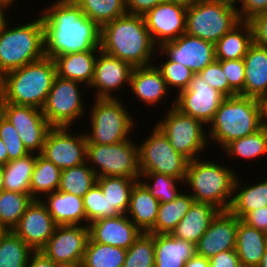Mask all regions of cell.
Returning <instances> with one entry per match:
<instances>
[{
    "label": "cell",
    "mask_w": 267,
    "mask_h": 267,
    "mask_svg": "<svg viewBox=\"0 0 267 267\" xmlns=\"http://www.w3.org/2000/svg\"><path fill=\"white\" fill-rule=\"evenodd\" d=\"M83 203L87 226L97 219L119 215L115 210H109V202L98 183L83 196Z\"/></svg>",
    "instance_id": "45"
},
{
    "label": "cell",
    "mask_w": 267,
    "mask_h": 267,
    "mask_svg": "<svg viewBox=\"0 0 267 267\" xmlns=\"http://www.w3.org/2000/svg\"><path fill=\"white\" fill-rule=\"evenodd\" d=\"M186 11L183 5L163 1L143 16L151 38L158 47L185 33Z\"/></svg>",
    "instance_id": "19"
},
{
    "label": "cell",
    "mask_w": 267,
    "mask_h": 267,
    "mask_svg": "<svg viewBox=\"0 0 267 267\" xmlns=\"http://www.w3.org/2000/svg\"><path fill=\"white\" fill-rule=\"evenodd\" d=\"M26 267H57V265L40 250L31 254Z\"/></svg>",
    "instance_id": "55"
},
{
    "label": "cell",
    "mask_w": 267,
    "mask_h": 267,
    "mask_svg": "<svg viewBox=\"0 0 267 267\" xmlns=\"http://www.w3.org/2000/svg\"><path fill=\"white\" fill-rule=\"evenodd\" d=\"M154 267H184L196 254V244L173 237L171 234H154Z\"/></svg>",
    "instance_id": "28"
},
{
    "label": "cell",
    "mask_w": 267,
    "mask_h": 267,
    "mask_svg": "<svg viewBox=\"0 0 267 267\" xmlns=\"http://www.w3.org/2000/svg\"><path fill=\"white\" fill-rule=\"evenodd\" d=\"M95 183L97 175L85 162L62 170L58 190L83 198Z\"/></svg>",
    "instance_id": "41"
},
{
    "label": "cell",
    "mask_w": 267,
    "mask_h": 267,
    "mask_svg": "<svg viewBox=\"0 0 267 267\" xmlns=\"http://www.w3.org/2000/svg\"><path fill=\"white\" fill-rule=\"evenodd\" d=\"M168 60L182 64L194 73L201 72L216 60L215 44L187 33L164 42L156 51Z\"/></svg>",
    "instance_id": "17"
},
{
    "label": "cell",
    "mask_w": 267,
    "mask_h": 267,
    "mask_svg": "<svg viewBox=\"0 0 267 267\" xmlns=\"http://www.w3.org/2000/svg\"><path fill=\"white\" fill-rule=\"evenodd\" d=\"M258 102H259V105H260L262 121H263L264 125H267V92L264 93L258 99Z\"/></svg>",
    "instance_id": "57"
},
{
    "label": "cell",
    "mask_w": 267,
    "mask_h": 267,
    "mask_svg": "<svg viewBox=\"0 0 267 267\" xmlns=\"http://www.w3.org/2000/svg\"><path fill=\"white\" fill-rule=\"evenodd\" d=\"M139 181L160 203L174 200L181 192L177 186L184 184L179 178L157 172H141Z\"/></svg>",
    "instance_id": "43"
},
{
    "label": "cell",
    "mask_w": 267,
    "mask_h": 267,
    "mask_svg": "<svg viewBox=\"0 0 267 267\" xmlns=\"http://www.w3.org/2000/svg\"><path fill=\"white\" fill-rule=\"evenodd\" d=\"M2 101V75L0 74V103Z\"/></svg>",
    "instance_id": "65"
},
{
    "label": "cell",
    "mask_w": 267,
    "mask_h": 267,
    "mask_svg": "<svg viewBox=\"0 0 267 267\" xmlns=\"http://www.w3.org/2000/svg\"><path fill=\"white\" fill-rule=\"evenodd\" d=\"M88 240V226H56L53 235L41 251L57 266H81Z\"/></svg>",
    "instance_id": "15"
},
{
    "label": "cell",
    "mask_w": 267,
    "mask_h": 267,
    "mask_svg": "<svg viewBox=\"0 0 267 267\" xmlns=\"http://www.w3.org/2000/svg\"><path fill=\"white\" fill-rule=\"evenodd\" d=\"M258 267H267V246H266L263 258L261 260V263H260V265Z\"/></svg>",
    "instance_id": "64"
},
{
    "label": "cell",
    "mask_w": 267,
    "mask_h": 267,
    "mask_svg": "<svg viewBox=\"0 0 267 267\" xmlns=\"http://www.w3.org/2000/svg\"><path fill=\"white\" fill-rule=\"evenodd\" d=\"M129 88L138 101L155 106L164 101L168 94L166 82L155 63L148 66L133 67ZM164 99V100H163Z\"/></svg>",
    "instance_id": "23"
},
{
    "label": "cell",
    "mask_w": 267,
    "mask_h": 267,
    "mask_svg": "<svg viewBox=\"0 0 267 267\" xmlns=\"http://www.w3.org/2000/svg\"><path fill=\"white\" fill-rule=\"evenodd\" d=\"M62 170L40 154L33 168L30 180V194L34 199H42L46 194L57 191Z\"/></svg>",
    "instance_id": "35"
},
{
    "label": "cell",
    "mask_w": 267,
    "mask_h": 267,
    "mask_svg": "<svg viewBox=\"0 0 267 267\" xmlns=\"http://www.w3.org/2000/svg\"><path fill=\"white\" fill-rule=\"evenodd\" d=\"M154 234L142 232L126 250L123 267H154Z\"/></svg>",
    "instance_id": "44"
},
{
    "label": "cell",
    "mask_w": 267,
    "mask_h": 267,
    "mask_svg": "<svg viewBox=\"0 0 267 267\" xmlns=\"http://www.w3.org/2000/svg\"><path fill=\"white\" fill-rule=\"evenodd\" d=\"M194 199L187 192L180 194L171 202L160 203L155 226L148 232L150 234H170L186 215Z\"/></svg>",
    "instance_id": "33"
},
{
    "label": "cell",
    "mask_w": 267,
    "mask_h": 267,
    "mask_svg": "<svg viewBox=\"0 0 267 267\" xmlns=\"http://www.w3.org/2000/svg\"><path fill=\"white\" fill-rule=\"evenodd\" d=\"M167 111L165 118L162 117L156 125L168 137L172 147L189 161L201 158V153L209 146L205 124L180 112L175 107V100Z\"/></svg>",
    "instance_id": "10"
},
{
    "label": "cell",
    "mask_w": 267,
    "mask_h": 267,
    "mask_svg": "<svg viewBox=\"0 0 267 267\" xmlns=\"http://www.w3.org/2000/svg\"><path fill=\"white\" fill-rule=\"evenodd\" d=\"M208 139L222 150L231 141L251 135L264 126L258 99L236 95L225 97L207 126Z\"/></svg>",
    "instance_id": "4"
},
{
    "label": "cell",
    "mask_w": 267,
    "mask_h": 267,
    "mask_svg": "<svg viewBox=\"0 0 267 267\" xmlns=\"http://www.w3.org/2000/svg\"><path fill=\"white\" fill-rule=\"evenodd\" d=\"M184 267H210L209 259L197 253L188 259Z\"/></svg>",
    "instance_id": "56"
},
{
    "label": "cell",
    "mask_w": 267,
    "mask_h": 267,
    "mask_svg": "<svg viewBox=\"0 0 267 267\" xmlns=\"http://www.w3.org/2000/svg\"><path fill=\"white\" fill-rule=\"evenodd\" d=\"M8 163V151L5 144L0 139V166H4Z\"/></svg>",
    "instance_id": "58"
},
{
    "label": "cell",
    "mask_w": 267,
    "mask_h": 267,
    "mask_svg": "<svg viewBox=\"0 0 267 267\" xmlns=\"http://www.w3.org/2000/svg\"><path fill=\"white\" fill-rule=\"evenodd\" d=\"M128 14L144 16L164 0H124Z\"/></svg>",
    "instance_id": "54"
},
{
    "label": "cell",
    "mask_w": 267,
    "mask_h": 267,
    "mask_svg": "<svg viewBox=\"0 0 267 267\" xmlns=\"http://www.w3.org/2000/svg\"><path fill=\"white\" fill-rule=\"evenodd\" d=\"M4 190V175H3V167L0 166V192Z\"/></svg>",
    "instance_id": "62"
},
{
    "label": "cell",
    "mask_w": 267,
    "mask_h": 267,
    "mask_svg": "<svg viewBox=\"0 0 267 267\" xmlns=\"http://www.w3.org/2000/svg\"><path fill=\"white\" fill-rule=\"evenodd\" d=\"M237 227L238 217L229 210L219 211L196 243V253L210 259L220 252L234 250Z\"/></svg>",
    "instance_id": "21"
},
{
    "label": "cell",
    "mask_w": 267,
    "mask_h": 267,
    "mask_svg": "<svg viewBox=\"0 0 267 267\" xmlns=\"http://www.w3.org/2000/svg\"><path fill=\"white\" fill-rule=\"evenodd\" d=\"M252 43V29L249 22L240 21L215 43L216 60L243 59Z\"/></svg>",
    "instance_id": "32"
},
{
    "label": "cell",
    "mask_w": 267,
    "mask_h": 267,
    "mask_svg": "<svg viewBox=\"0 0 267 267\" xmlns=\"http://www.w3.org/2000/svg\"><path fill=\"white\" fill-rule=\"evenodd\" d=\"M133 67L125 62L103 52H98L95 63L94 77L88 89H95L94 98L97 99H120L116 91L129 86ZM115 92V95H114Z\"/></svg>",
    "instance_id": "18"
},
{
    "label": "cell",
    "mask_w": 267,
    "mask_h": 267,
    "mask_svg": "<svg viewBox=\"0 0 267 267\" xmlns=\"http://www.w3.org/2000/svg\"><path fill=\"white\" fill-rule=\"evenodd\" d=\"M165 2H172L176 4H180L188 8L189 6L193 5L198 0H164Z\"/></svg>",
    "instance_id": "60"
},
{
    "label": "cell",
    "mask_w": 267,
    "mask_h": 267,
    "mask_svg": "<svg viewBox=\"0 0 267 267\" xmlns=\"http://www.w3.org/2000/svg\"><path fill=\"white\" fill-rule=\"evenodd\" d=\"M100 49L132 67L151 65L158 46L143 16L126 13L101 27Z\"/></svg>",
    "instance_id": "2"
},
{
    "label": "cell",
    "mask_w": 267,
    "mask_h": 267,
    "mask_svg": "<svg viewBox=\"0 0 267 267\" xmlns=\"http://www.w3.org/2000/svg\"><path fill=\"white\" fill-rule=\"evenodd\" d=\"M34 250L12 230L0 238V267H26Z\"/></svg>",
    "instance_id": "39"
},
{
    "label": "cell",
    "mask_w": 267,
    "mask_h": 267,
    "mask_svg": "<svg viewBox=\"0 0 267 267\" xmlns=\"http://www.w3.org/2000/svg\"><path fill=\"white\" fill-rule=\"evenodd\" d=\"M237 174L228 165L197 158L188 162L184 187H190L188 193L194 201L211 203L226 211L233 199Z\"/></svg>",
    "instance_id": "5"
},
{
    "label": "cell",
    "mask_w": 267,
    "mask_h": 267,
    "mask_svg": "<svg viewBox=\"0 0 267 267\" xmlns=\"http://www.w3.org/2000/svg\"><path fill=\"white\" fill-rule=\"evenodd\" d=\"M14 1H16V0H0V4L10 8V7H12L14 5V3H16Z\"/></svg>",
    "instance_id": "63"
},
{
    "label": "cell",
    "mask_w": 267,
    "mask_h": 267,
    "mask_svg": "<svg viewBox=\"0 0 267 267\" xmlns=\"http://www.w3.org/2000/svg\"><path fill=\"white\" fill-rule=\"evenodd\" d=\"M248 22L252 29L253 43L267 48V12L253 16Z\"/></svg>",
    "instance_id": "50"
},
{
    "label": "cell",
    "mask_w": 267,
    "mask_h": 267,
    "mask_svg": "<svg viewBox=\"0 0 267 267\" xmlns=\"http://www.w3.org/2000/svg\"><path fill=\"white\" fill-rule=\"evenodd\" d=\"M1 114L7 118L18 132L25 148L30 153L40 154L48 131L52 126L42 113V109L0 103Z\"/></svg>",
    "instance_id": "14"
},
{
    "label": "cell",
    "mask_w": 267,
    "mask_h": 267,
    "mask_svg": "<svg viewBox=\"0 0 267 267\" xmlns=\"http://www.w3.org/2000/svg\"><path fill=\"white\" fill-rule=\"evenodd\" d=\"M126 249L94 242L90 237L81 267H123Z\"/></svg>",
    "instance_id": "37"
},
{
    "label": "cell",
    "mask_w": 267,
    "mask_h": 267,
    "mask_svg": "<svg viewBox=\"0 0 267 267\" xmlns=\"http://www.w3.org/2000/svg\"><path fill=\"white\" fill-rule=\"evenodd\" d=\"M7 10H9L8 7L0 4V30L3 28V26L7 22V20H9L8 17H7L8 15L6 13Z\"/></svg>",
    "instance_id": "59"
},
{
    "label": "cell",
    "mask_w": 267,
    "mask_h": 267,
    "mask_svg": "<svg viewBox=\"0 0 267 267\" xmlns=\"http://www.w3.org/2000/svg\"><path fill=\"white\" fill-rule=\"evenodd\" d=\"M5 231H6L5 229H2V228L0 227V237L2 236V234H3Z\"/></svg>",
    "instance_id": "67"
},
{
    "label": "cell",
    "mask_w": 267,
    "mask_h": 267,
    "mask_svg": "<svg viewBox=\"0 0 267 267\" xmlns=\"http://www.w3.org/2000/svg\"><path fill=\"white\" fill-rule=\"evenodd\" d=\"M199 74L212 88L219 91L224 97H230V85L220 65V60H215L206 66Z\"/></svg>",
    "instance_id": "49"
},
{
    "label": "cell",
    "mask_w": 267,
    "mask_h": 267,
    "mask_svg": "<svg viewBox=\"0 0 267 267\" xmlns=\"http://www.w3.org/2000/svg\"><path fill=\"white\" fill-rule=\"evenodd\" d=\"M33 200L31 194L2 190L0 192V227L13 230Z\"/></svg>",
    "instance_id": "40"
},
{
    "label": "cell",
    "mask_w": 267,
    "mask_h": 267,
    "mask_svg": "<svg viewBox=\"0 0 267 267\" xmlns=\"http://www.w3.org/2000/svg\"><path fill=\"white\" fill-rule=\"evenodd\" d=\"M267 246V234L238 218L235 251L241 266H259Z\"/></svg>",
    "instance_id": "30"
},
{
    "label": "cell",
    "mask_w": 267,
    "mask_h": 267,
    "mask_svg": "<svg viewBox=\"0 0 267 267\" xmlns=\"http://www.w3.org/2000/svg\"><path fill=\"white\" fill-rule=\"evenodd\" d=\"M210 267H241L240 259L234 250L218 253L209 259Z\"/></svg>",
    "instance_id": "53"
},
{
    "label": "cell",
    "mask_w": 267,
    "mask_h": 267,
    "mask_svg": "<svg viewBox=\"0 0 267 267\" xmlns=\"http://www.w3.org/2000/svg\"><path fill=\"white\" fill-rule=\"evenodd\" d=\"M240 21L233 7L215 0H198L187 8L185 33L215 44Z\"/></svg>",
    "instance_id": "9"
},
{
    "label": "cell",
    "mask_w": 267,
    "mask_h": 267,
    "mask_svg": "<svg viewBox=\"0 0 267 267\" xmlns=\"http://www.w3.org/2000/svg\"><path fill=\"white\" fill-rule=\"evenodd\" d=\"M241 267H258V266H241Z\"/></svg>",
    "instance_id": "68"
},
{
    "label": "cell",
    "mask_w": 267,
    "mask_h": 267,
    "mask_svg": "<svg viewBox=\"0 0 267 267\" xmlns=\"http://www.w3.org/2000/svg\"><path fill=\"white\" fill-rule=\"evenodd\" d=\"M243 60L245 63L244 97L259 99L267 92V48L252 43Z\"/></svg>",
    "instance_id": "27"
},
{
    "label": "cell",
    "mask_w": 267,
    "mask_h": 267,
    "mask_svg": "<svg viewBox=\"0 0 267 267\" xmlns=\"http://www.w3.org/2000/svg\"><path fill=\"white\" fill-rule=\"evenodd\" d=\"M121 99L95 98L89 112L91 130L85 133L87 144L108 145L130 139L136 119Z\"/></svg>",
    "instance_id": "7"
},
{
    "label": "cell",
    "mask_w": 267,
    "mask_h": 267,
    "mask_svg": "<svg viewBox=\"0 0 267 267\" xmlns=\"http://www.w3.org/2000/svg\"><path fill=\"white\" fill-rule=\"evenodd\" d=\"M42 11L45 57L100 50L101 28L73 0H56Z\"/></svg>",
    "instance_id": "1"
},
{
    "label": "cell",
    "mask_w": 267,
    "mask_h": 267,
    "mask_svg": "<svg viewBox=\"0 0 267 267\" xmlns=\"http://www.w3.org/2000/svg\"><path fill=\"white\" fill-rule=\"evenodd\" d=\"M215 1H218V2H220L222 4L231 6V7L235 8V9H238V6L241 5V3H242V0H215Z\"/></svg>",
    "instance_id": "61"
},
{
    "label": "cell",
    "mask_w": 267,
    "mask_h": 267,
    "mask_svg": "<svg viewBox=\"0 0 267 267\" xmlns=\"http://www.w3.org/2000/svg\"><path fill=\"white\" fill-rule=\"evenodd\" d=\"M155 66L161 72L169 91L171 88H176L175 91H177V95L181 91L187 89L190 80L195 74L188 67L168 60L167 58H165L160 65L155 64Z\"/></svg>",
    "instance_id": "46"
},
{
    "label": "cell",
    "mask_w": 267,
    "mask_h": 267,
    "mask_svg": "<svg viewBox=\"0 0 267 267\" xmlns=\"http://www.w3.org/2000/svg\"><path fill=\"white\" fill-rule=\"evenodd\" d=\"M241 220L247 225L267 234V207L250 211Z\"/></svg>",
    "instance_id": "52"
},
{
    "label": "cell",
    "mask_w": 267,
    "mask_h": 267,
    "mask_svg": "<svg viewBox=\"0 0 267 267\" xmlns=\"http://www.w3.org/2000/svg\"><path fill=\"white\" fill-rule=\"evenodd\" d=\"M136 144L131 138L108 145L87 144L86 162L97 177H126L139 181V144Z\"/></svg>",
    "instance_id": "8"
},
{
    "label": "cell",
    "mask_w": 267,
    "mask_h": 267,
    "mask_svg": "<svg viewBox=\"0 0 267 267\" xmlns=\"http://www.w3.org/2000/svg\"><path fill=\"white\" fill-rule=\"evenodd\" d=\"M222 70L230 85V97L244 96L245 63L243 59L220 61Z\"/></svg>",
    "instance_id": "48"
},
{
    "label": "cell",
    "mask_w": 267,
    "mask_h": 267,
    "mask_svg": "<svg viewBox=\"0 0 267 267\" xmlns=\"http://www.w3.org/2000/svg\"><path fill=\"white\" fill-rule=\"evenodd\" d=\"M56 226L46 205L34 199L12 231L34 251H40L53 235Z\"/></svg>",
    "instance_id": "20"
},
{
    "label": "cell",
    "mask_w": 267,
    "mask_h": 267,
    "mask_svg": "<svg viewBox=\"0 0 267 267\" xmlns=\"http://www.w3.org/2000/svg\"><path fill=\"white\" fill-rule=\"evenodd\" d=\"M100 28L127 13L124 0H73Z\"/></svg>",
    "instance_id": "42"
},
{
    "label": "cell",
    "mask_w": 267,
    "mask_h": 267,
    "mask_svg": "<svg viewBox=\"0 0 267 267\" xmlns=\"http://www.w3.org/2000/svg\"><path fill=\"white\" fill-rule=\"evenodd\" d=\"M237 11L241 21H248L257 14L267 12V0H242Z\"/></svg>",
    "instance_id": "51"
},
{
    "label": "cell",
    "mask_w": 267,
    "mask_h": 267,
    "mask_svg": "<svg viewBox=\"0 0 267 267\" xmlns=\"http://www.w3.org/2000/svg\"><path fill=\"white\" fill-rule=\"evenodd\" d=\"M262 207H267V179L252 185H243L240 176L237 175L233 199L228 210L242 219L248 212Z\"/></svg>",
    "instance_id": "31"
},
{
    "label": "cell",
    "mask_w": 267,
    "mask_h": 267,
    "mask_svg": "<svg viewBox=\"0 0 267 267\" xmlns=\"http://www.w3.org/2000/svg\"><path fill=\"white\" fill-rule=\"evenodd\" d=\"M57 267H81V266H74V265H60V266H57Z\"/></svg>",
    "instance_id": "66"
},
{
    "label": "cell",
    "mask_w": 267,
    "mask_h": 267,
    "mask_svg": "<svg viewBox=\"0 0 267 267\" xmlns=\"http://www.w3.org/2000/svg\"><path fill=\"white\" fill-rule=\"evenodd\" d=\"M41 201L57 226H87L83 198L57 190L46 194Z\"/></svg>",
    "instance_id": "24"
},
{
    "label": "cell",
    "mask_w": 267,
    "mask_h": 267,
    "mask_svg": "<svg viewBox=\"0 0 267 267\" xmlns=\"http://www.w3.org/2000/svg\"><path fill=\"white\" fill-rule=\"evenodd\" d=\"M99 51H81L57 56L54 61L60 78L82 83L87 89L94 77L95 63Z\"/></svg>",
    "instance_id": "26"
},
{
    "label": "cell",
    "mask_w": 267,
    "mask_h": 267,
    "mask_svg": "<svg viewBox=\"0 0 267 267\" xmlns=\"http://www.w3.org/2000/svg\"><path fill=\"white\" fill-rule=\"evenodd\" d=\"M219 211L211 203L193 201L189 211L170 234L175 238L196 244Z\"/></svg>",
    "instance_id": "25"
},
{
    "label": "cell",
    "mask_w": 267,
    "mask_h": 267,
    "mask_svg": "<svg viewBox=\"0 0 267 267\" xmlns=\"http://www.w3.org/2000/svg\"><path fill=\"white\" fill-rule=\"evenodd\" d=\"M225 97L195 73L187 89L175 97V107L182 113L192 116L206 126L213 120L220 103Z\"/></svg>",
    "instance_id": "16"
},
{
    "label": "cell",
    "mask_w": 267,
    "mask_h": 267,
    "mask_svg": "<svg viewBox=\"0 0 267 267\" xmlns=\"http://www.w3.org/2000/svg\"><path fill=\"white\" fill-rule=\"evenodd\" d=\"M82 83L54 77L42 113L52 127H71L85 116ZM80 85V86H79ZM85 113V114H84Z\"/></svg>",
    "instance_id": "12"
},
{
    "label": "cell",
    "mask_w": 267,
    "mask_h": 267,
    "mask_svg": "<svg viewBox=\"0 0 267 267\" xmlns=\"http://www.w3.org/2000/svg\"><path fill=\"white\" fill-rule=\"evenodd\" d=\"M139 148L140 172H157L185 181L189 160L177 152L155 124Z\"/></svg>",
    "instance_id": "11"
},
{
    "label": "cell",
    "mask_w": 267,
    "mask_h": 267,
    "mask_svg": "<svg viewBox=\"0 0 267 267\" xmlns=\"http://www.w3.org/2000/svg\"><path fill=\"white\" fill-rule=\"evenodd\" d=\"M9 22V23H8ZM0 30V74L23 67L45 57L44 25L41 14L33 21Z\"/></svg>",
    "instance_id": "6"
},
{
    "label": "cell",
    "mask_w": 267,
    "mask_h": 267,
    "mask_svg": "<svg viewBox=\"0 0 267 267\" xmlns=\"http://www.w3.org/2000/svg\"><path fill=\"white\" fill-rule=\"evenodd\" d=\"M223 151L230 159L240 157L244 160H251L265 156L267 154V125L251 135L231 141L223 148Z\"/></svg>",
    "instance_id": "38"
},
{
    "label": "cell",
    "mask_w": 267,
    "mask_h": 267,
    "mask_svg": "<svg viewBox=\"0 0 267 267\" xmlns=\"http://www.w3.org/2000/svg\"><path fill=\"white\" fill-rule=\"evenodd\" d=\"M56 73L54 59L44 57L2 76V100L42 109Z\"/></svg>",
    "instance_id": "3"
},
{
    "label": "cell",
    "mask_w": 267,
    "mask_h": 267,
    "mask_svg": "<svg viewBox=\"0 0 267 267\" xmlns=\"http://www.w3.org/2000/svg\"><path fill=\"white\" fill-rule=\"evenodd\" d=\"M88 227L89 237L94 242L126 250L142 233L126 214L97 219L91 222Z\"/></svg>",
    "instance_id": "22"
},
{
    "label": "cell",
    "mask_w": 267,
    "mask_h": 267,
    "mask_svg": "<svg viewBox=\"0 0 267 267\" xmlns=\"http://www.w3.org/2000/svg\"><path fill=\"white\" fill-rule=\"evenodd\" d=\"M160 202L137 181L131 191L126 215L144 233H148L157 219Z\"/></svg>",
    "instance_id": "29"
},
{
    "label": "cell",
    "mask_w": 267,
    "mask_h": 267,
    "mask_svg": "<svg viewBox=\"0 0 267 267\" xmlns=\"http://www.w3.org/2000/svg\"><path fill=\"white\" fill-rule=\"evenodd\" d=\"M71 130L72 127H52L40 153L61 170L86 162V135L79 131L73 134Z\"/></svg>",
    "instance_id": "13"
},
{
    "label": "cell",
    "mask_w": 267,
    "mask_h": 267,
    "mask_svg": "<svg viewBox=\"0 0 267 267\" xmlns=\"http://www.w3.org/2000/svg\"><path fill=\"white\" fill-rule=\"evenodd\" d=\"M0 139L8 151V162L30 153L25 148L15 127L2 114H0Z\"/></svg>",
    "instance_id": "47"
},
{
    "label": "cell",
    "mask_w": 267,
    "mask_h": 267,
    "mask_svg": "<svg viewBox=\"0 0 267 267\" xmlns=\"http://www.w3.org/2000/svg\"><path fill=\"white\" fill-rule=\"evenodd\" d=\"M36 159L37 153H29L2 166L4 190L30 194V180Z\"/></svg>",
    "instance_id": "34"
},
{
    "label": "cell",
    "mask_w": 267,
    "mask_h": 267,
    "mask_svg": "<svg viewBox=\"0 0 267 267\" xmlns=\"http://www.w3.org/2000/svg\"><path fill=\"white\" fill-rule=\"evenodd\" d=\"M137 181L126 177H97V183L109 202V210H115L118 214H126L131 191Z\"/></svg>",
    "instance_id": "36"
}]
</instances>
